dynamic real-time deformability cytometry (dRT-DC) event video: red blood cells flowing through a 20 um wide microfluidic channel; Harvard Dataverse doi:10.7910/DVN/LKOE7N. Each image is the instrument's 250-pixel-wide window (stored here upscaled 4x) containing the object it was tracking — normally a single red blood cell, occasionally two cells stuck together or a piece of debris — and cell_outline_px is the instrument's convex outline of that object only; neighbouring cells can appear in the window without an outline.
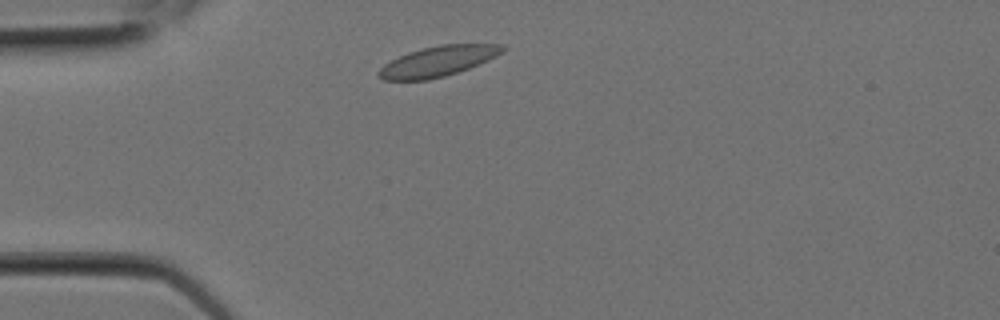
{"species": "Egyptian fruit bat (a non-hibernating species)", "species_latin": "Rousettus aegyptiacus", "temperature_condition": "room temperature", "stored_images_in_passage": 3, "camera_frame_rate_fps": 3000, "um_per_image_px": 0.085, "animal": {"sex": "female"}, "frame": {"image": 1, "passage_image": 1, "time_ms": 0.0, "image_size_px": [1000, 320], "cell_outline_px": [[508, 48], [504, 52], [488, 60], [468, 68], [444, 76], [428, 80], [384, 80], [376, 76], [376, 72], [384, 64], [408, 52], [420, 48], [440, 44], [504, 44]], "centroid_in_image_um": [37.23, 5.2], "position_along_channel_um": 47.8, "area_um2": 21.96}}
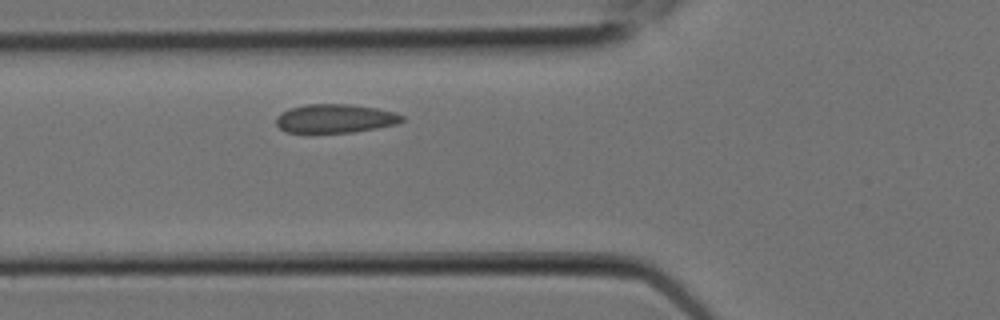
{"frame": {"image": 2, "passage_image": 3, "time_ms": 0.667, "image_size_px": [1000, 320], "cell_outline_px": [[404, 120], [396, 124], [376, 128], [352, 132], [284, 132], [276, 124], [276, 116], [292, 108], [304, 104], [348, 104], [376, 108], [396, 112], [404, 116]], "centroid_in_image_um": [28.51, 10.07], "position_along_channel_um": 97.3, "area_um2": 20.92}}